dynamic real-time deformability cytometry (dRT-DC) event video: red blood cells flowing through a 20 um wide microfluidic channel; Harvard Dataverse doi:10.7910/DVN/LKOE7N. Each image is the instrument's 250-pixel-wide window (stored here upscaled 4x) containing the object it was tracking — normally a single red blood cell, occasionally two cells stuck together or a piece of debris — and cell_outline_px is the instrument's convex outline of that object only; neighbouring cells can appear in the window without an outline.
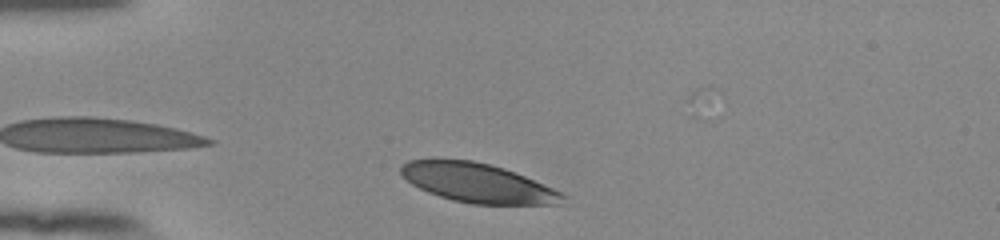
{"species": "human", "species_latin": "Homo sapiens", "temperature_condition": "room temperature", "stored_images_in_passage": 34, "camera_frame_rate_fps": 3000, "um_per_image_px": 0.085, "donor": {"sex": "female"}, "frame": {"image": 1, "passage_image": 3, "time_ms": 0.667, "image_size_px": [1000, 240], "cell_outline_px": [[568, 196], [560, 204], [472, 204], [452, 200], [428, 192], [412, 184], [400, 172], [400, 168], [408, 160], [436, 156], [472, 160], [504, 168], [524, 176], [552, 188]], "centroid_in_image_um": [40.54, 15.51], "position_along_channel_um": 44.5, "area_um2": 37.28}}
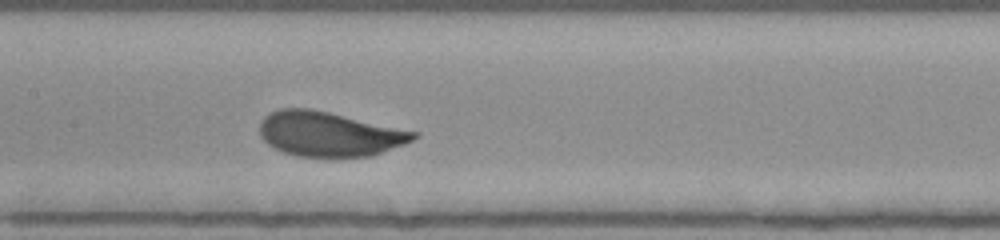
{"frame": {"image": 2, "passage_image": 16, "time_ms": 5.0, "image_size_px": [1000, 240], "cell_outline_px": [[420, 136], [404, 144], [372, 156], [296, 156], [284, 152], [268, 144], [260, 136], [260, 120], [264, 116], [280, 108], [312, 108], [420, 132]], "centroid_in_image_um": [28.0, 11.37], "position_along_channel_um": 179.4, "area_um2": 40.11}}
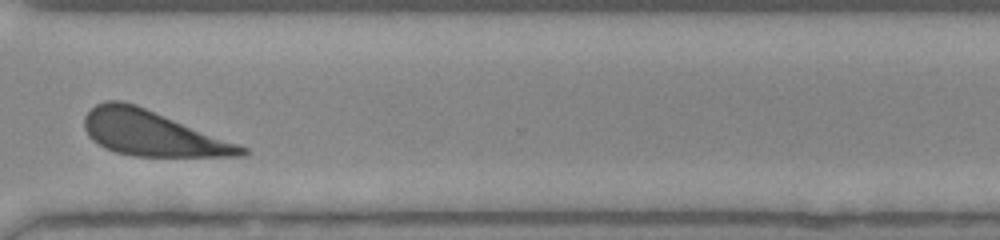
{"frame": {"image": 3, "passage_image": 30, "time_ms": 9.667, "image_size_px": [1000, 240], "cell_outline_px": [[248, 152], [244, 156], [132, 156], [116, 152], [104, 148], [92, 140], [88, 136], [84, 128], [84, 116], [96, 104], [104, 100], [120, 100], [136, 104], [240, 144], [248, 148]], "centroid_in_image_um": [12.92, 11.32], "position_along_channel_um": 357.7, "area_um2": 41.38}}